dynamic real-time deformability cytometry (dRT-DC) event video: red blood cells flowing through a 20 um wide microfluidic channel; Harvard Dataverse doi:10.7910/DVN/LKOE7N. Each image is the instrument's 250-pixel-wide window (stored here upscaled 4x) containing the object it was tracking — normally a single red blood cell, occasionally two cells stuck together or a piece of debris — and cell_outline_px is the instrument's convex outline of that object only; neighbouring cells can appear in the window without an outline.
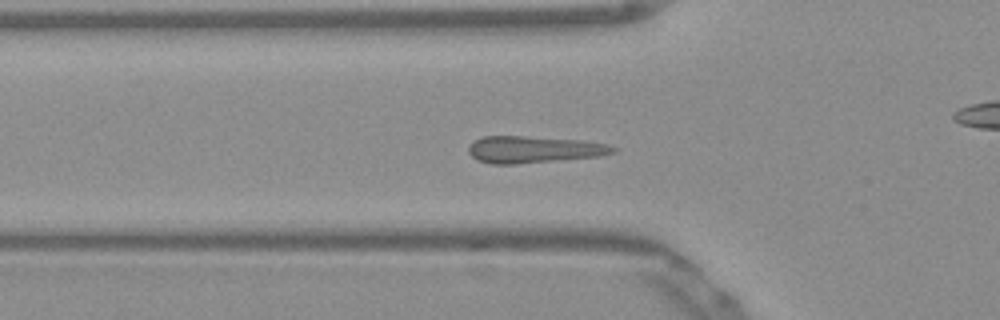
{"species": "Egyptian fruit bat (a non-hibernating species)", "species_latin": "Rousettus aegyptiacus", "temperature_condition": "warm", "stored_images_in_passage": 53, "camera_frame_rate_fps": 3000, "um_per_image_px": 0.085, "frame": {"image": 1, "passage_image": 17, "time_ms": 5.333, "image_size_px": [1000, 320], "cell_outline_px": [[616, 152], [600, 156], [516, 164], [492, 164], [476, 160], [468, 152], [468, 148], [476, 140], [484, 136], [524, 136], [580, 140], [608, 144], [616, 148]], "centroid_in_image_um": [45.37, 12.71], "position_along_channel_um": 80.4, "area_um2": 22.48}}
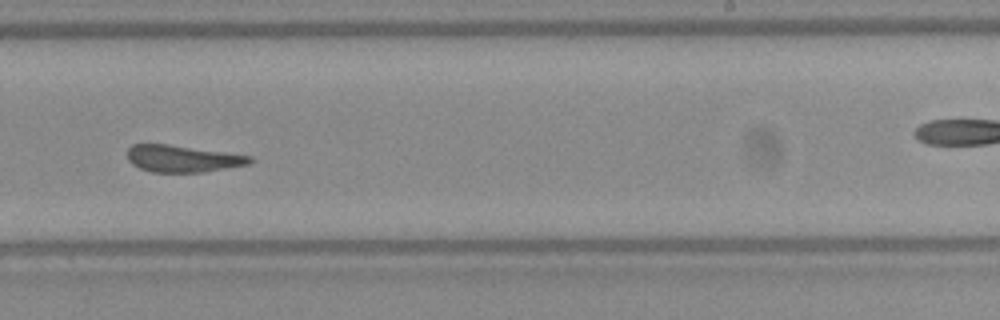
{"frame": {"image": 2, "passage_image": 32, "time_ms": 10.333, "image_size_px": [1000, 320], "cell_outline_px": [[252, 160], [248, 164], [204, 172], [152, 172], [140, 168], [132, 164], [128, 160], [128, 148], [132, 144], [168, 144], [228, 152], [252, 156]], "centroid_in_image_um": [15.51, 13.48], "position_along_channel_um": 273.5, "area_um2": 19.19}}
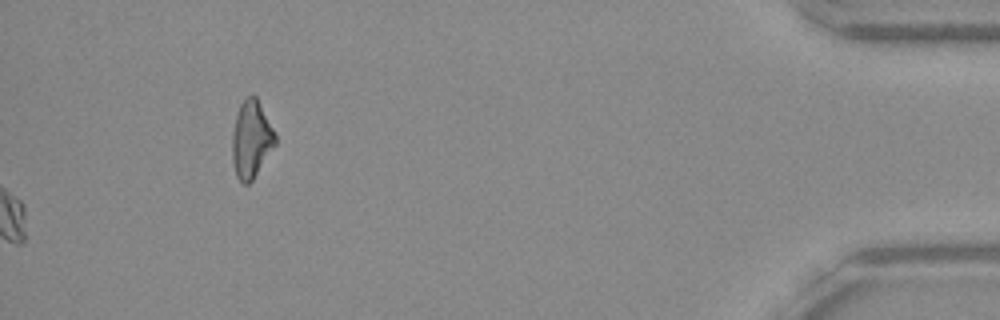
{"frame": {"image": 3, "passage_image": 53, "time_ms": 17.333, "image_size_px": [1000, 320], "cell_outline_px": [[276, 144], [252, 180], [248, 184], [244, 184], [236, 176], [232, 160], [232, 132], [236, 116], [240, 104], [248, 96], [256, 96], [276, 132]], "centroid_in_image_um": [21.36, 11.84], "position_along_channel_um": 413.8, "area_um2": 19.36}}